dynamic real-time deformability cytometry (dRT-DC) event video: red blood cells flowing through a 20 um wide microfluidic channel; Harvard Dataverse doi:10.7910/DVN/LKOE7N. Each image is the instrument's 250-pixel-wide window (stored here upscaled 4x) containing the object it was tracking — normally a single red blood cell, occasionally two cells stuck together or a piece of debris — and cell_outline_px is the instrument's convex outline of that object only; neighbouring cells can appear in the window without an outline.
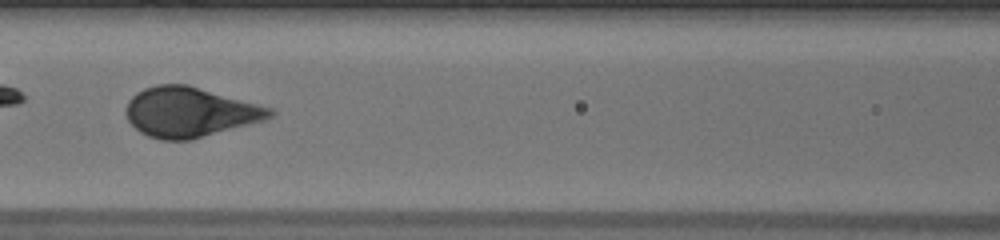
{"species": "human", "species_latin": "Homo sapiens", "temperature_condition": "warm", "stored_images_in_passage": 52, "camera_frame_rate_fps": 3000, "um_per_image_px": 0.085, "donor": {"sex": "male"}, "frame": {"image": 1, "passage_image": 23, "time_ms": 7.333, "image_size_px": [1000, 240], "cell_outline_px": [[276, 112], [272, 116], [264, 120], [192, 140], [160, 140], [148, 136], [140, 132], [128, 120], [124, 112], [124, 108], [128, 100], [136, 92], [144, 88], [156, 84], [188, 84], [272, 108]], "centroid_in_image_um": [16.1, 9.53], "position_along_channel_um": 150.5, "area_um2": 42.02}}
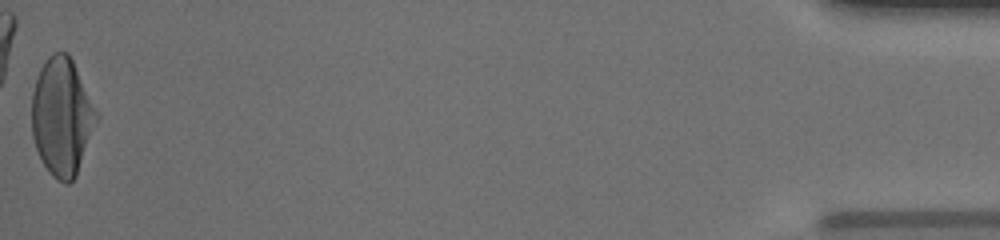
{"frame": {"image": 2, "passage_image": 52, "time_ms": 17.0, "image_size_px": [1000, 240], "cell_outline_px": [[100, 116], [76, 176], [68, 184], [64, 184], [56, 180], [52, 176], [44, 164], [36, 148], [32, 136], [32, 92], [40, 68], [48, 56], [52, 52], [68, 52]], "centroid_in_image_um": [5.27, 9.93], "position_along_channel_um": 429.9, "area_um2": 44.45}, "authors_computed_cell_mechanics": {"area_um2": 42.3385, "velocity_mm_per_s": 3.8856, "shape_relaxation_time_tau1_ms": 3.0458, "shape_relaxation_time_tau2_ms": null, "deformation_change_tau1": 0.1838, "deformation_change_tau2": null}}